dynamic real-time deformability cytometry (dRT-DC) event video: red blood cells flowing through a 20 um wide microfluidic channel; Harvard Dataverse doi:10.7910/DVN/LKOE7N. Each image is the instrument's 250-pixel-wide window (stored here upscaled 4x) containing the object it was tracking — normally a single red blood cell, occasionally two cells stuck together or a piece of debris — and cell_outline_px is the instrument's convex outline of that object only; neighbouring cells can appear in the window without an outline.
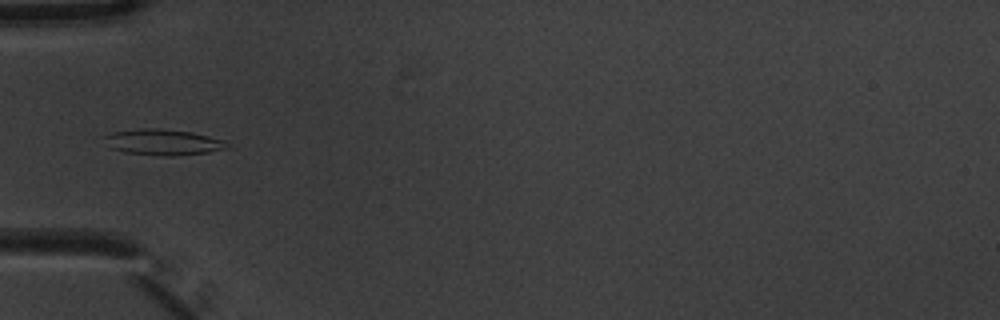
{"species": "common noctule bat (a hibernating species)", "species_latin": "Nyctalus noctula", "temperature_condition": "warm", "stored_images_in_passage": 6, "camera_frame_rate_fps": 3000, "um_per_image_px": 0.085, "animal": {"sex": "male", "body_mass_g": 20.1, "forearm_length_mm": 53.5}, "frame": {"image": 1, "passage_image": 6, "time_ms": 1.667, "image_size_px": [1000, 320], "cell_outline_px": [[228, 148], [208, 152], [172, 156], [164, 156], [124, 152], [108, 148], [104, 136], [112, 132], [144, 128], [160, 128], [192, 132], [224, 140]], "centroid_in_image_um": [13.82, 12.08], "position_along_channel_um": 71.2, "area_um2": 18.44}}